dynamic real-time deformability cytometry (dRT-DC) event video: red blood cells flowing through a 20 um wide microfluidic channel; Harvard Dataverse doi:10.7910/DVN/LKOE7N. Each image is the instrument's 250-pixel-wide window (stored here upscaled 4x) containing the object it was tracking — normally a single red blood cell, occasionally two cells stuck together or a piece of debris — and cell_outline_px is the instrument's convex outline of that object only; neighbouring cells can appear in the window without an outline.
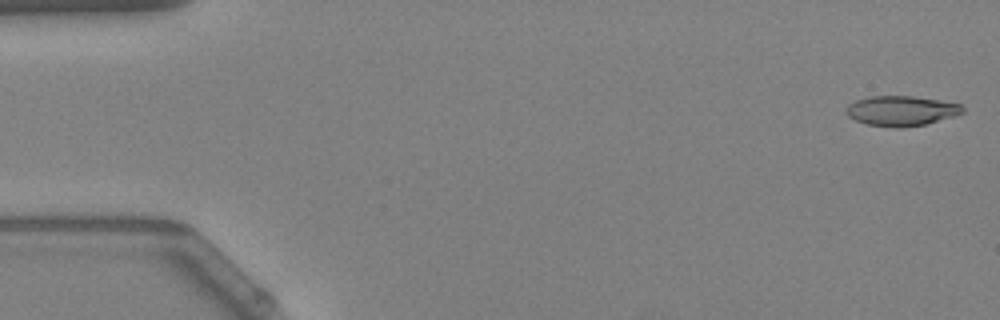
{"species": "Egyptian fruit bat (a non-hibernating species)", "species_latin": "Rousettus aegyptiacus", "temperature_condition": "warm", "stored_images_in_passage": 48, "camera_frame_rate_fps": 3000, "um_per_image_px": 0.085, "animal": {"sex": "female"}, "frame": {"image": 1, "passage_image": 1, "time_ms": 0.0, "image_size_px": [1000, 320], "cell_outline_px": [[964, 112], [952, 116], [924, 124], [900, 128], [892, 128], [868, 124], [856, 120], [848, 116], [844, 112], [844, 108], [848, 104], [856, 100], [868, 96], [912, 96], [960, 104], [964, 108]], "centroid_in_image_um": [76.53, 9.42], "position_along_channel_um": 8.5, "area_um2": 20.23}}
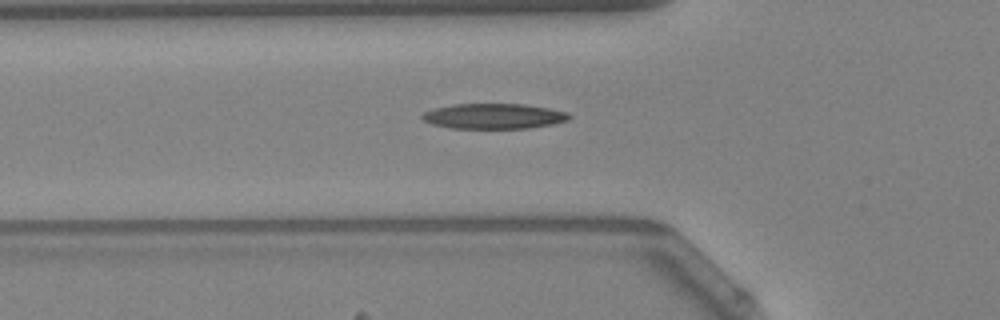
{"frame": {"image": 2, "passage_image": 18, "time_ms": 5.667, "image_size_px": [1000, 320], "cell_outline_px": [[572, 116], [568, 120], [552, 124], [528, 128], [448, 128], [432, 124], [424, 120], [420, 116], [424, 112], [436, 108], [452, 104], [524, 104], [548, 108], [568, 112]], "centroid_in_image_um": [41.98, 9.87], "position_along_channel_um": 83.8, "area_um2": 21.62}}
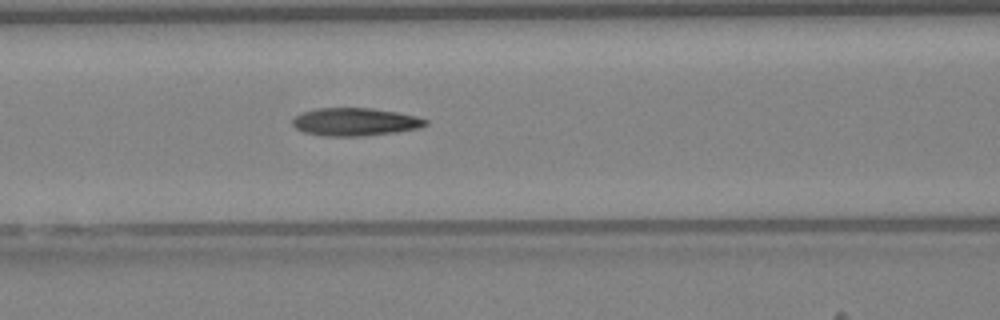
{"frame": {"image": 3, "passage_image": 22, "time_ms": 7.0, "image_size_px": [1000, 320], "cell_outline_px": [[428, 124], [420, 128], [396, 132], [364, 136], [324, 136], [304, 132], [296, 128], [292, 124], [292, 120], [300, 112], [316, 108], [372, 108], [396, 112], [416, 116], [428, 120]], "centroid_in_image_um": [30.18, 10.36], "position_along_channel_um": 136.4, "area_um2": 21.73}, "authors_computed_cell_mechanics": {"area_um2": 21.097, "velocity_mm_per_s": 3.9055, "shape_relaxation_time_tau1_ms": 5.7269, "shape_relaxation_time_tau2_ms": 3.5397, "deformation_change_tau1": 0.189, "deformation_change_tau2": 0.1456}}